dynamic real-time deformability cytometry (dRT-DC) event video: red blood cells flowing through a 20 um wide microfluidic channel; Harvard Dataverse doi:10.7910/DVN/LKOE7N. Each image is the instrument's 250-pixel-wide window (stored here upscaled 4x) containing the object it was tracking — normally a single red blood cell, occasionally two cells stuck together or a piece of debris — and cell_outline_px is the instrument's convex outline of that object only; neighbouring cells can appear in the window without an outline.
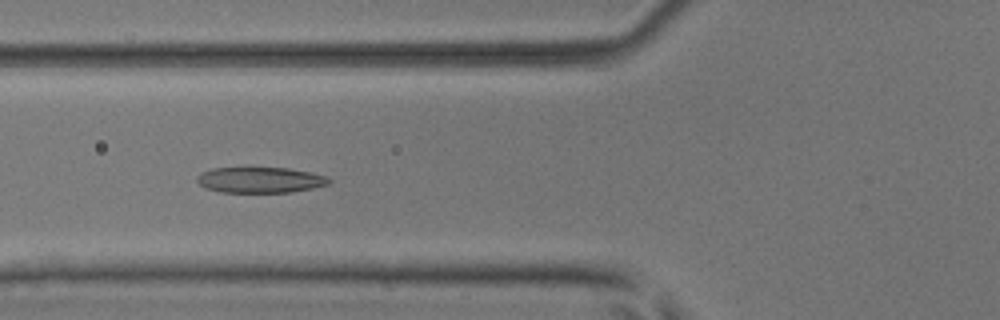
{"species": "common noctule bat (a hibernating species)", "species_latin": "Nyctalus noctula", "temperature_condition": "room temperature", "stored_images_in_passage": 51, "camera_frame_rate_fps": 3000, "um_per_image_px": 0.085, "animal": {"sex": "male", "body_mass_g": 17.9, "forearm_length_mm": 54.2}, "frame": {"image": 1, "passage_image": 20, "time_ms": 6.333, "image_size_px": [1000, 320], "cell_outline_px": [[332, 180], [328, 184], [312, 188], [292, 192], [220, 192], [204, 188], [196, 180], [196, 176], [212, 168], [288, 168], [312, 172], [324, 176]], "centroid_in_image_um": [22.1, 15.3], "position_along_channel_um": 103.7, "area_um2": 19.71}}
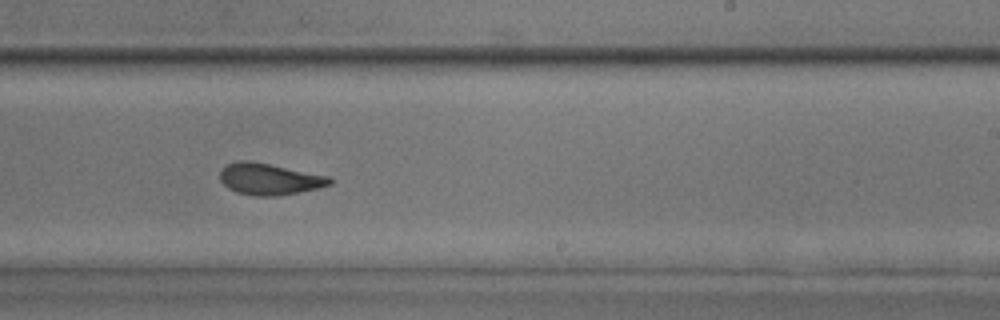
{"frame": {"image": 2, "passage_image": 32, "time_ms": 10.333, "image_size_px": [1000, 320], "cell_outline_px": [[332, 184], [320, 188], [276, 196], [252, 196], [236, 192], [228, 188], [220, 180], [220, 172], [228, 164], [236, 160], [248, 160], [328, 176], [332, 180]], "centroid_in_image_um": [22.88, 15.23], "position_along_channel_um": 266.1, "area_um2": 20.0}}
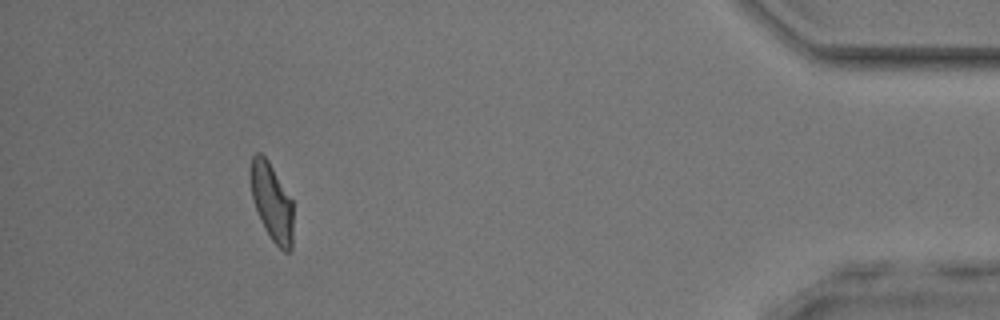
{"frame": {"image": 3, "passage_image": 47, "time_ms": 15.333, "image_size_px": [1000, 320], "cell_outline_px": [[292, 248], [288, 252], [284, 252], [272, 240], [264, 228], [260, 220], [252, 196], [248, 168], [252, 156], [256, 152], [260, 152], [268, 160], [292, 200]], "centroid_in_image_um": [23.07, 17.14], "position_along_channel_um": 412.1, "area_um2": 19.36}, "authors_computed_cell_mechanics": {"area_um2": 20.2878, "velocity_mm_per_s": 4.0744, "shape_relaxation_time_tau1_ms": 3.7085, "shape_relaxation_time_tau2_ms": 1.3818, "deformation_change_tau1": 0.171, "deformation_change_tau2": 0.0909}}